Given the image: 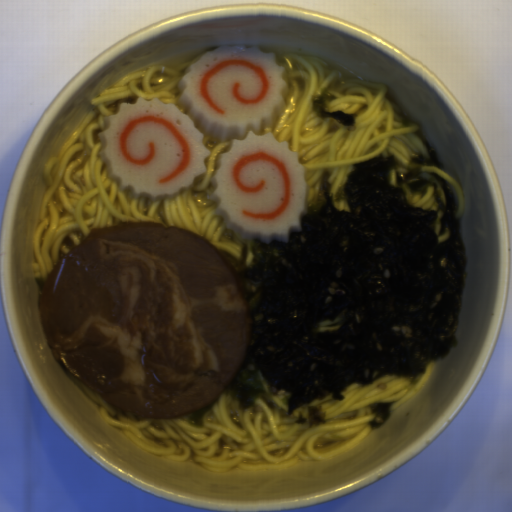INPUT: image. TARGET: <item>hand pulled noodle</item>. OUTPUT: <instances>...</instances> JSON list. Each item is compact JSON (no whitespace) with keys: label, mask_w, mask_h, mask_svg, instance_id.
I'll return each instance as SVG.
<instances>
[{"label":"hand pulled noodle","mask_w":512,"mask_h":512,"mask_svg":"<svg viewBox=\"0 0 512 512\" xmlns=\"http://www.w3.org/2000/svg\"><path fill=\"white\" fill-rule=\"evenodd\" d=\"M205 53L208 52L176 68L159 65L136 71L91 100L92 108L57 156L48 159L44 166L46 191L40 222L33 237L35 278L45 284L54 266L80 245L94 228L120 222L161 223L166 227L186 229L237 259L242 247L247 246L244 264L252 265L255 240H246L228 228L224 218L217 214L216 202L209 199L218 155L226 152L231 142L217 139L204 130L198 118L182 102L177 86ZM139 97L174 104L192 118L204 134V147L211 151L205 160V173L198 175L192 185L182 187L172 195L134 198L130 190H121L107 176L106 167L98 156L99 132L104 130V118L115 114L120 103H135Z\"/></svg>","instance_id":"hand-pulled-noodle-1"},{"label":"hand pulled noodle","mask_w":512,"mask_h":512,"mask_svg":"<svg viewBox=\"0 0 512 512\" xmlns=\"http://www.w3.org/2000/svg\"><path fill=\"white\" fill-rule=\"evenodd\" d=\"M276 63L286 69L283 110L272 127L254 133H272L276 141L288 142L289 150L298 154L307 182L305 206L318 197L324 171L331 173L334 206L350 211L344 199L338 200L337 190L347 181L354 163L393 154L398 170L405 173L414 154H429L417 134L418 125L405 118L386 86L344 78L327 62L304 54L291 53ZM323 89L337 97L328 105L329 111L356 115L353 128L315 114L311 102Z\"/></svg>","instance_id":"hand-pulled-noodle-3"},{"label":"hand pulled noodle","mask_w":512,"mask_h":512,"mask_svg":"<svg viewBox=\"0 0 512 512\" xmlns=\"http://www.w3.org/2000/svg\"><path fill=\"white\" fill-rule=\"evenodd\" d=\"M436 360L423 370L417 383L387 375L367 387L352 384L336 401L333 395L313 401L325 422L310 426L309 407L300 406L288 415L283 394L262 399L240 410L232 396L220 394L204 418V426H190L192 414L169 420H142L92 390L79 378L87 396L99 407L101 417L120 429L141 450L174 461H193L212 472L233 469L268 470L298 461L329 459L365 441L374 413L368 405L391 404L395 411L417 395L435 371Z\"/></svg>","instance_id":"hand-pulled-noodle-2"},{"label":"hand pulled noodle","mask_w":512,"mask_h":512,"mask_svg":"<svg viewBox=\"0 0 512 512\" xmlns=\"http://www.w3.org/2000/svg\"><path fill=\"white\" fill-rule=\"evenodd\" d=\"M432 173H436L437 175L442 177L445 180V182L449 185L453 193L455 202L454 213L456 217L461 219L462 215L465 212V198L458 180L451 176L446 171H444L443 169H439L433 165H427L421 170V174L425 179H429L435 183L438 193L445 205L447 203L445 192L441 184L431 175Z\"/></svg>","instance_id":"hand-pulled-noodle-4"},{"label":"hand pulled noodle","mask_w":512,"mask_h":512,"mask_svg":"<svg viewBox=\"0 0 512 512\" xmlns=\"http://www.w3.org/2000/svg\"><path fill=\"white\" fill-rule=\"evenodd\" d=\"M406 201L411 206H416L420 209L437 213V217L434 222V232L438 238L439 243L446 241L450 237V230L448 227H445L443 234L440 232V224L443 217V211L439 206L438 200L434 194V186H429L424 194L413 193L409 190L406 192Z\"/></svg>","instance_id":"hand-pulled-noodle-5"}]
</instances>
